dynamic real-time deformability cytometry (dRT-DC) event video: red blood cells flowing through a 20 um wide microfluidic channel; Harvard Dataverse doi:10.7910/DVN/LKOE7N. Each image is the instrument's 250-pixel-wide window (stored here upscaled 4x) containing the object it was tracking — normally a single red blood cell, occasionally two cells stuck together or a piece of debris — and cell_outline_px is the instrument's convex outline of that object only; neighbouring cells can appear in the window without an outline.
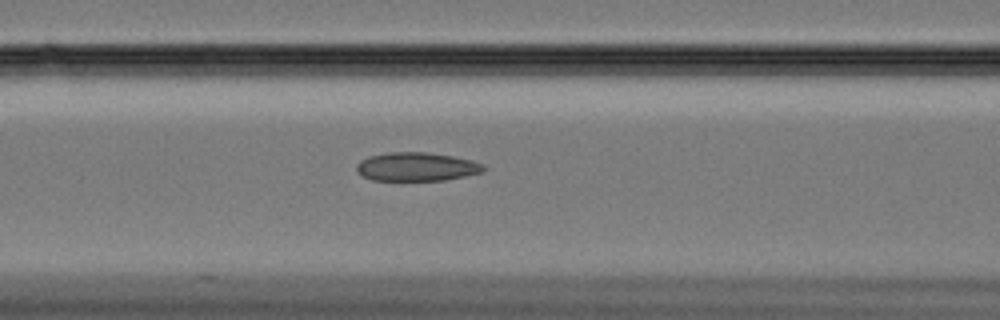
{"species": "Egyptian fruit bat (a non-hibernating species)", "species_latin": "Rousettus aegyptiacus", "temperature_condition": "cold", "stored_images_in_passage": 60, "camera_frame_rate_fps": 3000, "um_per_image_px": 0.085, "animal": {"sex": "female"}, "frame": {"image": 1, "passage_image": 25, "time_ms": 8.0, "image_size_px": [1000, 320], "cell_outline_px": [[488, 168], [484, 172], [444, 180], [372, 180], [360, 176], [356, 172], [356, 164], [360, 160], [368, 156], [388, 152], [424, 152], [452, 156], [472, 160], [484, 164]], "centroid_in_image_um": [35.39, 14.17], "position_along_channel_um": 131.2, "area_um2": 21.44}}
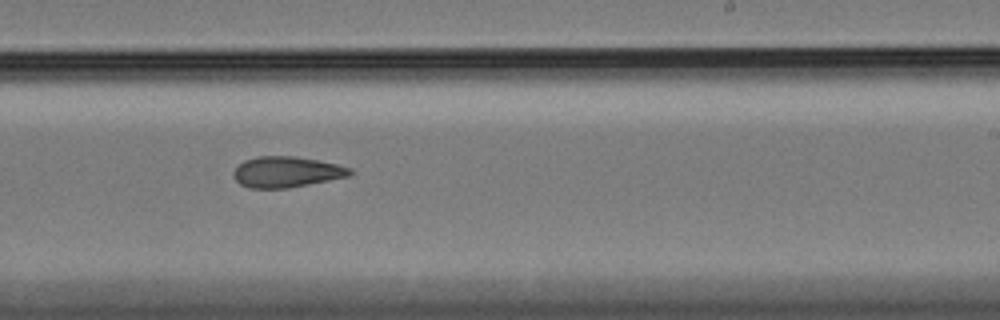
{"frame": {"image": 2, "passage_image": 37, "time_ms": 12.0, "image_size_px": [1000, 320], "cell_outline_px": [[352, 172], [348, 176], [288, 188], [248, 188], [240, 184], [232, 176], [232, 172], [244, 160], [256, 156], [292, 156], [316, 160], [336, 164], [352, 168]], "centroid_in_image_um": [24.3, 14.61], "position_along_channel_um": 264.7, "area_um2": 20.75}}
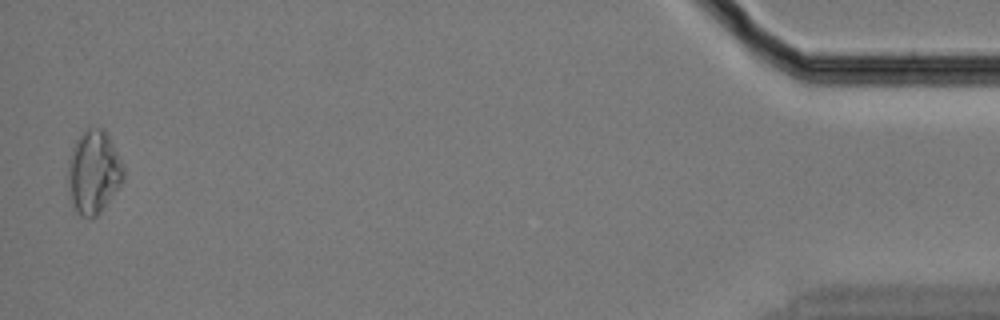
{"frame": {"image": 3, "passage_image": 59, "time_ms": 19.333, "image_size_px": [1000, 320], "cell_outline_px": [[124, 180], [100, 212], [96, 216], [80, 216], [76, 212], [72, 200], [68, 180], [68, 160], [72, 148], [76, 140], [88, 128], [104, 128], [124, 168]], "centroid_in_image_um": [7.96, 14.62], "position_along_channel_um": 427.2, "area_um2": 26.36}, "authors_computed_cell_mechanics": {"area_um2": 22.0507, "velocity_mm_per_s": 3.3494, "shape_relaxation_time_tau1_ms": null, "shape_relaxation_time_tau2_ms": 10.6454, "deformation_change_tau1": null, "deformation_change_tau2": 0.2026}}